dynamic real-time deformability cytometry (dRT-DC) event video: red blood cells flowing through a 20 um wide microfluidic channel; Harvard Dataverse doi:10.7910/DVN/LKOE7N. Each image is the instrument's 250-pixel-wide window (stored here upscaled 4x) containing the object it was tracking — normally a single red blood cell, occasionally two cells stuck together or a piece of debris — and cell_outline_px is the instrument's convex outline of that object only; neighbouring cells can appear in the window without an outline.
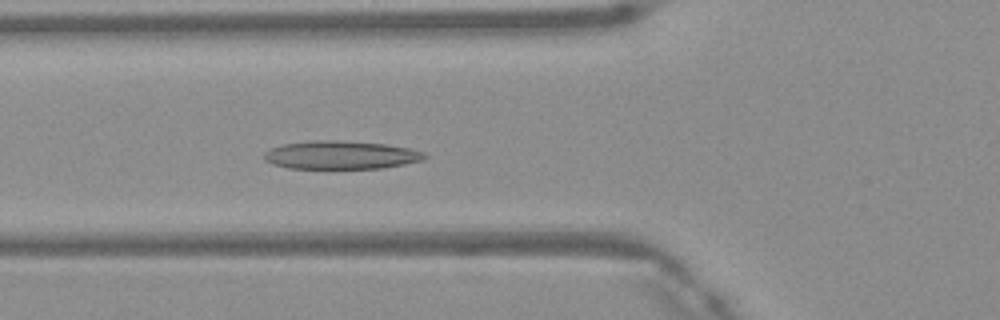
{"species": "Egyptian fruit bat (a non-hibernating species)", "species_latin": "Rousettus aegyptiacus", "temperature_condition": "warm", "stored_images_in_passage": 44, "camera_frame_rate_fps": 3000, "um_per_image_px": 0.085, "frame": {"image": 1, "passage_image": 13, "time_ms": 4.0, "image_size_px": [1000, 320], "cell_outline_px": [[428, 156], [420, 160], [404, 164], [380, 168], [288, 168], [272, 164], [264, 160], [264, 152], [272, 148], [284, 144], [312, 140], [336, 140], [384, 144], [408, 148], [424, 152]], "centroid_in_image_um": [28.94, 13.17], "position_along_channel_um": 96.9, "area_um2": 26.18}}
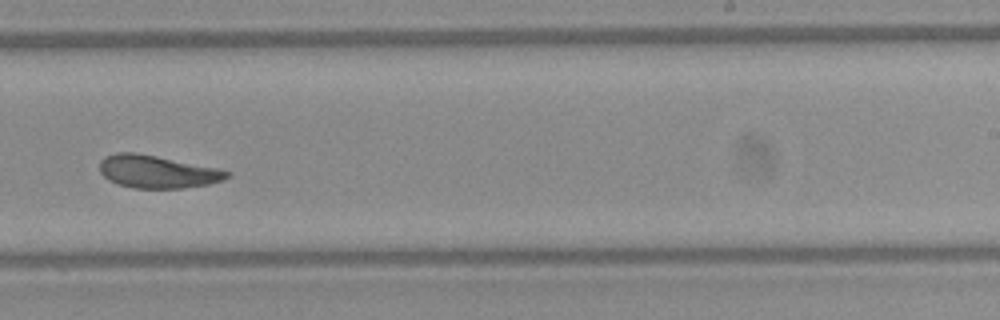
{"frame": {"image": 2, "passage_image": 26, "time_ms": 8.333, "image_size_px": [1000, 320], "cell_outline_px": [[232, 172], [224, 180], [208, 184], [180, 188], [132, 188], [108, 180], [100, 172], [100, 160], [104, 156], [116, 152], [136, 152], [220, 168]], "centroid_in_image_um": [13.37, 14.58], "position_along_channel_um": 275.6, "area_um2": 24.39}}
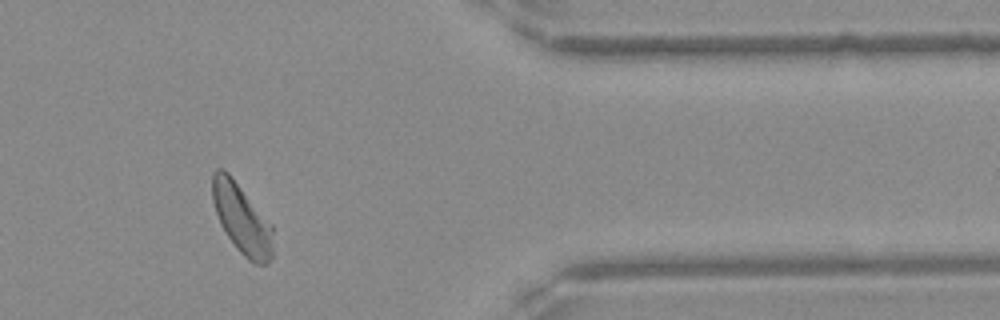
{"frame": {"image": 3, "passage_image": 36, "time_ms": 11.667, "image_size_px": [1000, 320], "cell_outline_px": [[272, 256], [268, 264], [256, 264], [248, 260], [236, 248], [220, 224], [212, 200], [212, 176], [216, 168], [224, 168], [228, 172], [272, 224]], "centroid_in_image_um": [20.54, 18.59], "position_along_channel_um": 390.9, "area_um2": 24.57}, "authors_computed_cell_mechanics": {"area_um2": 25.2875, "velocity_mm_per_s": 4.1163, "shape_relaxation_time_tau1_ms": 5.8084, "shape_relaxation_time_tau2_ms": 2.6542, "deformation_change_tau1": 0.1738, "deformation_change_tau2": 0.0969}}